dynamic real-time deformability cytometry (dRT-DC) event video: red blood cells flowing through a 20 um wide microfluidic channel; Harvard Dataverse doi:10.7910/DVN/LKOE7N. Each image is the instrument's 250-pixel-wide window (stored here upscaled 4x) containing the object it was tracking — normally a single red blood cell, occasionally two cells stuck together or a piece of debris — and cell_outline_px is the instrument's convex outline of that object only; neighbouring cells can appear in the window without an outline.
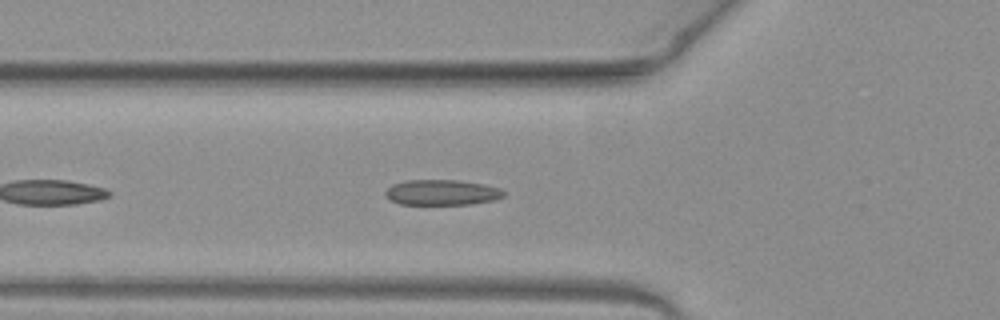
{"species": "common noctule bat (a hibernating species)", "species_latin": "Nyctalus noctula", "temperature_condition": "warm", "stored_images_in_passage": 40, "camera_frame_rate_fps": 3000, "um_per_image_px": 0.085, "animal": {"sex": "female", "body_mass_g": 19.3, "forearm_length_mm": 54.1}, "frame": {"image": 1, "passage_image": 6, "time_ms": 1.667, "image_size_px": [1000, 320], "cell_outline_px": [[508, 192], [504, 196], [492, 200], [468, 204], [400, 204], [388, 200], [384, 196], [384, 192], [392, 184], [404, 180], [456, 180], [484, 184], [500, 188]], "centroid_in_image_um": [37.52, 16.35], "position_along_channel_um": 88.3, "area_um2": 17.69}}
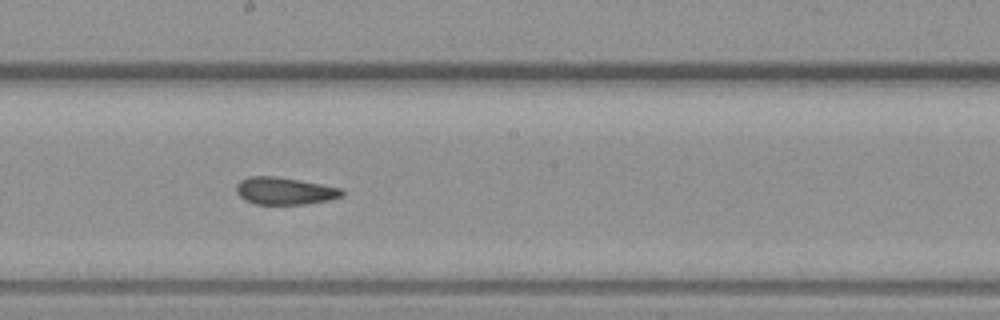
{"frame": {"image": 2, "passage_image": 16, "time_ms": 5.0, "image_size_px": [1000, 320], "cell_outline_px": [[344, 192], [340, 196], [328, 200], [304, 204], [256, 204], [244, 200], [236, 192], [236, 184], [240, 180], [248, 176], [276, 176], [300, 180], [340, 188]], "centroid_in_image_um": [24.13, 16.22], "position_along_channel_um": 224.1, "area_um2": 16.7}}
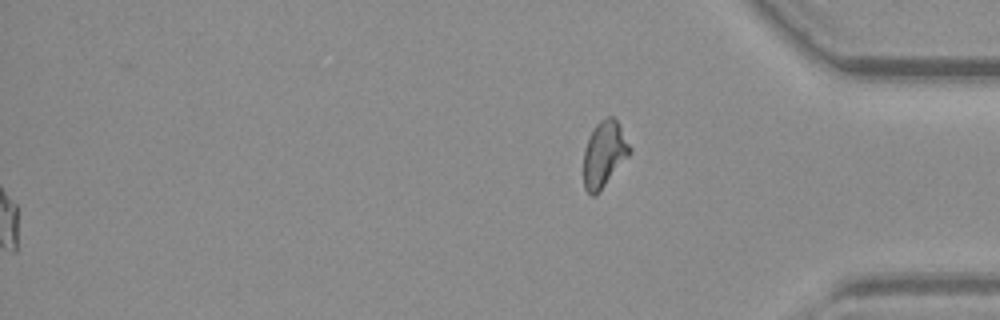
{"frame": {"image": 3, "passage_image": 40, "time_ms": 13.0, "image_size_px": [1000, 320], "cell_outline_px": [[632, 152], [600, 192], [596, 196], [592, 196], [584, 188], [584, 152], [588, 140], [596, 124], [600, 120], [608, 116], [612, 116], [616, 120], [632, 148]], "centroid_in_image_um": [51.37, 13.13], "position_along_channel_um": 383.8, "area_um2": 17.69}, "authors_computed_cell_mechanics": {"area_um2": 16.9354, "velocity_mm_per_s": 4.0609, "shape_relaxation_time_tau1_ms": null, "shape_relaxation_time_tau2_ms": 2.4512, "deformation_change_tau1": null, "deformation_change_tau2": 0.0947}}